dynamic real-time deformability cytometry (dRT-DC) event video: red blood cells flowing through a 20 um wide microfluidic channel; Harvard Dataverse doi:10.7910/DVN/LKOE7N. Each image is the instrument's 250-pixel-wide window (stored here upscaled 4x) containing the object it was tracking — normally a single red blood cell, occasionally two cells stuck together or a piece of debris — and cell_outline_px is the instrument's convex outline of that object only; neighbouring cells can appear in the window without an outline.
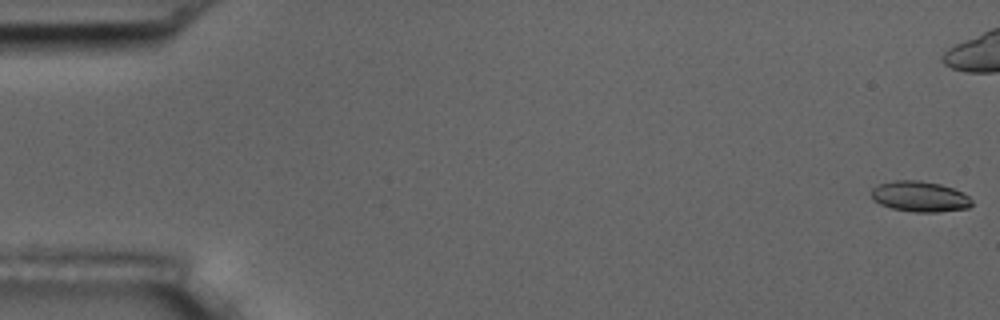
{"species": "common noctule bat (a hibernating species)", "species_latin": "Nyctalus noctula", "temperature_condition": "room temperature", "stored_images_in_passage": 13, "camera_frame_rate_fps": 3000, "um_per_image_px": 0.085, "animal": {"sex": "male", "body_mass_g": 17.5, "forearm_length_mm": 52.3}, "frame": {"image": 1, "passage_image": 1, "time_ms": 0.0, "image_size_px": [1000, 320], "cell_outline_px": [[972, 204], [968, 208], [936, 212], [916, 212], [892, 208], [880, 204], [872, 200], [872, 188], [876, 184], [892, 180], [920, 180], [940, 184], [964, 192], [972, 200]], "centroid_in_image_um": [78.16, 16.69], "position_along_channel_um": 6.8, "area_um2": 18.03}}